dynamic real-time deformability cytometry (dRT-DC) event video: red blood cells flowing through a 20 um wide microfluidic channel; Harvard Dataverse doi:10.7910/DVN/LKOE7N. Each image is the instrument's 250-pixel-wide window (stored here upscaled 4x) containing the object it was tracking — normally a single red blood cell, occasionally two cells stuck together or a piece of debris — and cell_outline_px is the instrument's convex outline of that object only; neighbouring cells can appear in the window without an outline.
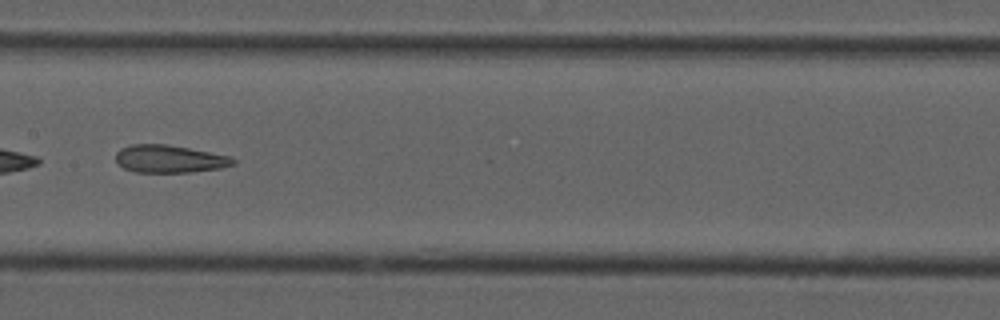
{"species": "common noctule bat (a hibernating species)", "species_latin": "Nyctalus noctula", "temperature_condition": "cold", "stored_images_in_passage": 36, "camera_frame_rate_fps": 3000, "um_per_image_px": 0.085, "animal": {"sex": "male", "forearm_length_mm": 52.5}, "frame": {"image": 1, "passage_image": 11, "time_ms": 3.333, "image_size_px": [1000, 320], "cell_outline_px": [[236, 164], [220, 168], [192, 172], [136, 172], [124, 168], [116, 160], [116, 152], [120, 148], [132, 144], [168, 144], [232, 156], [236, 160]], "centroid_in_image_um": [14.44, 13.5], "position_along_channel_um": 193.0, "area_um2": 19.02}, "authors_computed_cell_mechanics": {"area_um2": 20.0855, "velocity_mm_per_s": 3.7386, "shape_relaxation_time_tau1_ms": null, "shape_relaxation_time_tau2_ms": 4.0504, "deformation_change_tau1": null, "deformation_change_tau2": 0.1394}}